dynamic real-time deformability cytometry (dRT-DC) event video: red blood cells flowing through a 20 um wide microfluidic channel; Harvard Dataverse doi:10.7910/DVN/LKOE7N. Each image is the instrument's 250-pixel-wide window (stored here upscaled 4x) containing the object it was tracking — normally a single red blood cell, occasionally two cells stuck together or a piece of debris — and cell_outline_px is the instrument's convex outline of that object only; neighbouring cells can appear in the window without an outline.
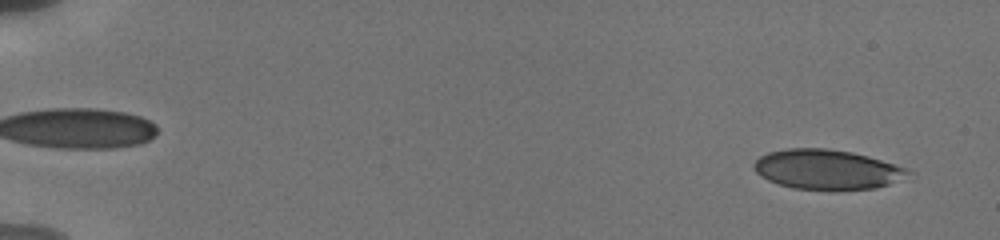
{"species": "human", "species_latin": "Homo sapiens", "temperature_condition": "cold", "stored_images_in_passage": 12, "camera_frame_rate_fps": 3000, "um_per_image_px": 0.085, "donor": {"sex": "male"}, "frame": {"image": 1, "passage_image": 2, "time_ms": 0.333, "image_size_px": [1000, 240], "cell_outline_px": [[912, 172], [888, 184], [876, 188], [796, 188], [780, 184], [768, 180], [760, 176], [756, 172], [752, 164], [760, 156], [768, 152], [788, 148], [828, 148], [852, 152], [868, 156], [904, 168]], "centroid_in_image_um": [70.21, 14.37], "position_along_channel_um": 14.8, "area_um2": 34.74}}
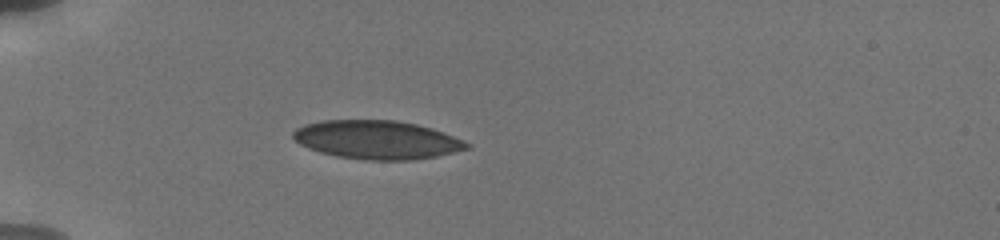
{"frame": {"image": 2, "passage_image": 8, "time_ms": 5.0, "image_size_px": [1000, 240], "cell_outline_px": [[472, 148], [436, 156], [412, 160], [364, 160], [336, 156], [320, 152], [308, 148], [300, 144], [292, 136], [292, 132], [296, 128], [304, 124], [320, 120], [396, 120], [416, 124], [432, 128], [464, 140], [472, 144]], "centroid_in_image_um": [32.05, 11.88], "position_along_channel_um": 52.9, "area_um2": 39.3}}
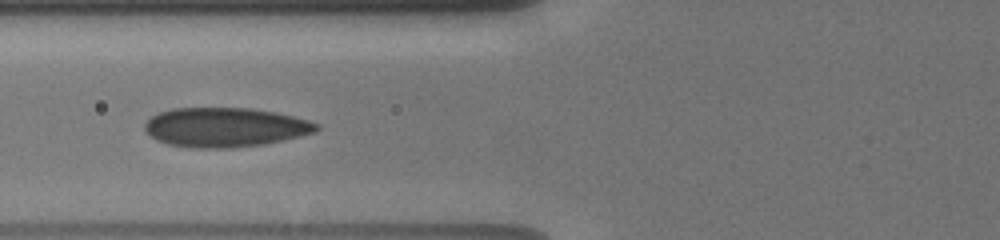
{"frame": {"image": 3, "passage_image": 11, "time_ms": 7.0, "image_size_px": [1000, 240], "cell_outline_px": [[320, 128], [316, 132], [300, 136], [264, 144], [232, 148], [192, 148], [168, 144], [156, 140], [144, 128], [144, 124], [152, 116], [160, 112], [172, 108], [252, 108], [292, 116], [308, 120], [320, 124]], "centroid_in_image_um": [19.14, 10.82], "position_along_channel_um": 106.7, "area_um2": 39.36}}